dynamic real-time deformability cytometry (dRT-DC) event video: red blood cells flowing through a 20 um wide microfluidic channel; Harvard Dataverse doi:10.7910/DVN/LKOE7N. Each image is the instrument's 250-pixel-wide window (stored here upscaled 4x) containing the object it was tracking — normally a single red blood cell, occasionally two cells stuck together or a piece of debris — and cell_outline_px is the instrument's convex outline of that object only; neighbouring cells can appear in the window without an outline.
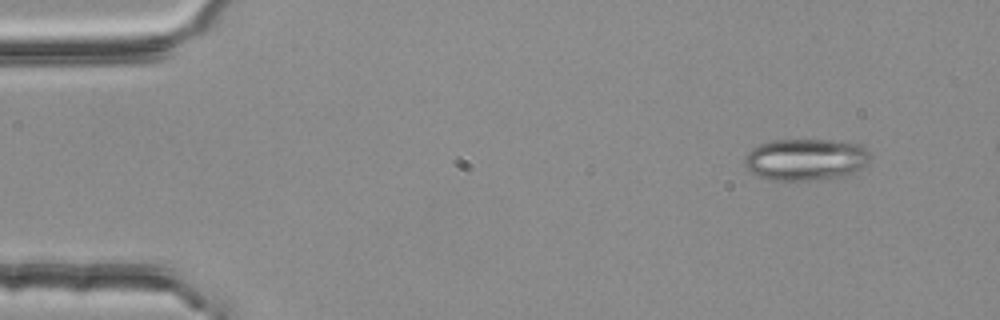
{"species": "common noctule bat (a hibernating species)", "species_latin": "Nyctalus noctula", "temperature_condition": "room temperature", "stored_images_in_passage": 4, "camera_frame_rate_fps": 3000, "um_per_image_px": 0.085, "animal": {"sex": "female", "body_mass_g": 25.1}, "frame": {"image": 1, "passage_image": 1, "time_ms": 0.0, "image_size_px": [1000, 320], "cell_outline_px": [[872, 156], [868, 164], [844, 176], [808, 180], [768, 180], [752, 172], [744, 164], [744, 156], [752, 148], [760, 144], [772, 140], [828, 140], [860, 144]], "centroid_in_image_um": [68.48, 13.55], "position_along_channel_um": 16.5, "area_um2": 30.46}}